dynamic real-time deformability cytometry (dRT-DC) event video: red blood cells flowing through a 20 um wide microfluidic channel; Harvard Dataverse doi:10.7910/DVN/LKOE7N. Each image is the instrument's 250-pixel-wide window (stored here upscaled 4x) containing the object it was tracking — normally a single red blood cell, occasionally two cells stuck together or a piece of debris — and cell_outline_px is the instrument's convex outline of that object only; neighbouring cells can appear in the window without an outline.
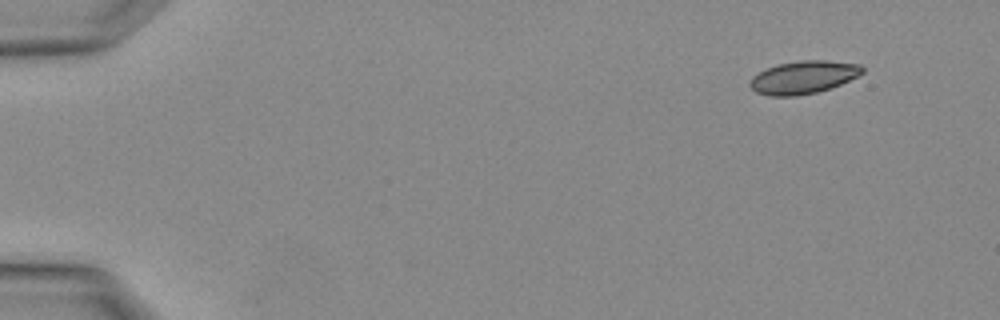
{"species": "Egyptian fruit bat (a non-hibernating species)", "species_latin": "Rousettus aegyptiacus", "temperature_condition": "warm", "stored_images_in_passage": 2, "segment_of_instrument_passage": [2, 2], "camera_frame_rate_fps": 3000, "um_per_image_px": 0.085, "animal": {"sex": "female"}, "frame": {"image": 1, "passage_image": 2, "time_ms": 0.333, "image_size_px": [1000, 320], "cell_outline_px": [[864, 72], [832, 88], [816, 92], [796, 96], [772, 96], [756, 92], [748, 84], [752, 76], [756, 72], [776, 64], [800, 60], [824, 60], [860, 64], [864, 68]], "centroid_in_image_um": [68.25, 6.56], "position_along_channel_um": 16.7, "area_um2": 21.62}}